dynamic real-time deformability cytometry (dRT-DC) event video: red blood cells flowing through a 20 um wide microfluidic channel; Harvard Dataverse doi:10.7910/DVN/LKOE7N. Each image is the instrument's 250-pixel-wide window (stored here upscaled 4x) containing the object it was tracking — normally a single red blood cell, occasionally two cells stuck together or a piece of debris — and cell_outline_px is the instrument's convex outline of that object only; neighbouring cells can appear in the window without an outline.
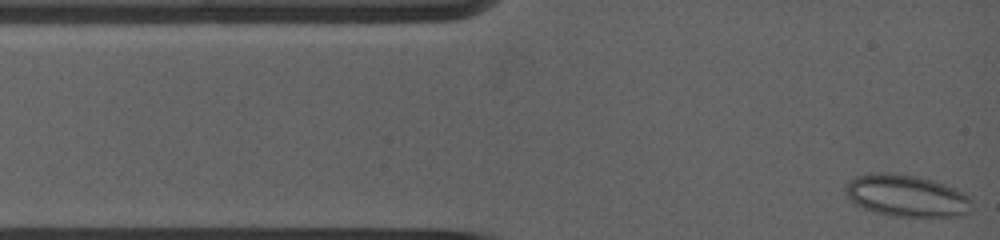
{"species": "common noctule bat (a hibernating species)", "species_latin": "Nyctalus noctula", "temperature_condition": "warm", "stored_images_in_passage": 43, "camera_frame_rate_fps": 5000, "um_per_image_px": 0.085, "animal": {"sex": "female", "body_mass_g": 19.0, "forearm_length_mm": 53.3}, "frame": {"image": 1, "passage_image": 1, "time_ms": 0.0, "image_size_px": [1000, 240], "cell_outline_px": [[972, 212], [964, 216], [892, 216], [876, 212], [864, 208], [848, 200], [844, 192], [844, 188], [856, 176], [876, 172], [880, 172], [916, 176], [932, 180], [956, 188], [964, 192], [972, 200]], "centroid_in_image_um": [77.09, 16.65], "position_along_channel_um": 7.9, "area_um2": 30.98}}
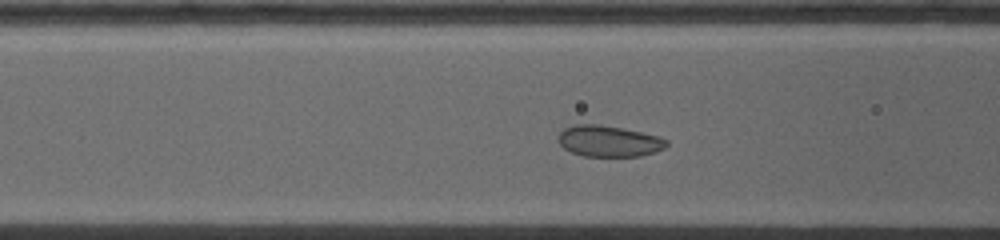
{"frame": {"image": 2, "passage_image": 28, "time_ms": 4.0, "image_size_px": [1000, 240], "cell_outline_px": [[668, 144], [664, 148], [656, 152], [640, 156], [584, 156], [572, 152], [564, 148], [560, 144], [560, 132], [564, 128], [576, 124], [600, 124], [624, 128], [660, 136], [668, 140]], "centroid_in_image_um": [51.8, 11.99], "position_along_channel_um": 114.8, "area_um2": 19.71}}
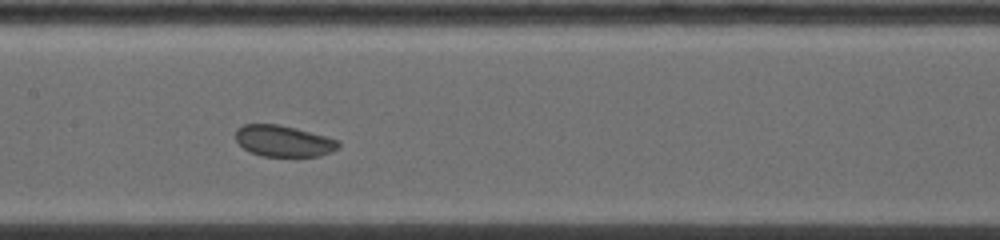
{"frame": {"image": 3, "passage_image": 42, "time_ms": 5.8, "image_size_px": [1000, 240], "cell_outline_px": [[340, 144], [332, 152], [320, 156], [264, 156], [252, 152], [244, 148], [236, 140], [236, 128], [244, 124], [280, 124], [296, 128], [340, 140]], "centroid_in_image_um": [24.11, 11.97], "position_along_channel_um": 183.3, "area_um2": 18.67}}